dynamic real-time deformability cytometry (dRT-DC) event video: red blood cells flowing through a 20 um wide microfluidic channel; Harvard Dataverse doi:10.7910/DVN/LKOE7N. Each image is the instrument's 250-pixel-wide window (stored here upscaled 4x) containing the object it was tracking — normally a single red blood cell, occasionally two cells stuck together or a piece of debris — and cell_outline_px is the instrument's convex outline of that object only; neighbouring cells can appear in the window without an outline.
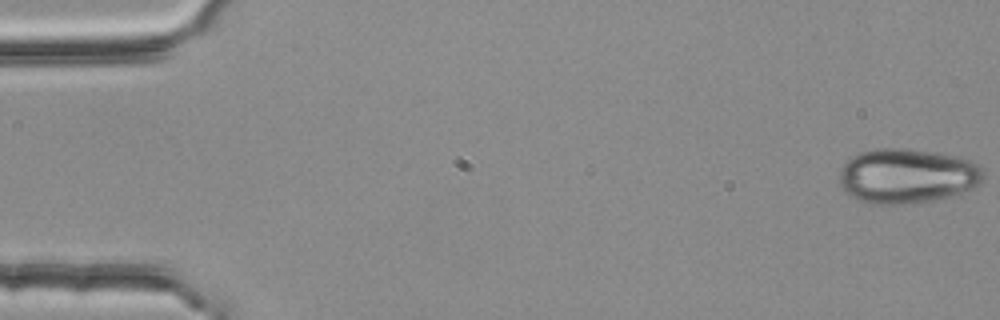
{"species": "common noctule bat (a hibernating species)", "species_latin": "Nyctalus noctula", "temperature_condition": "room temperature", "stored_images_in_passage": 54, "camera_frame_rate_fps": 3000, "um_per_image_px": 0.085, "animal": {"sex": "female", "body_mass_g": 25.1}, "frame": {"image": 1, "passage_image": 1, "time_ms": 0.0, "image_size_px": [1000, 320], "cell_outline_px": [[984, 176], [980, 184], [972, 188], [960, 192], [912, 204], [868, 204], [856, 200], [844, 192], [840, 184], [840, 168], [844, 160], [860, 152], [880, 148], [904, 148], [932, 152], [972, 160], [984, 172]], "centroid_in_image_um": [77.02, 14.95], "position_along_channel_um": 8.0, "area_um2": 45.95}}
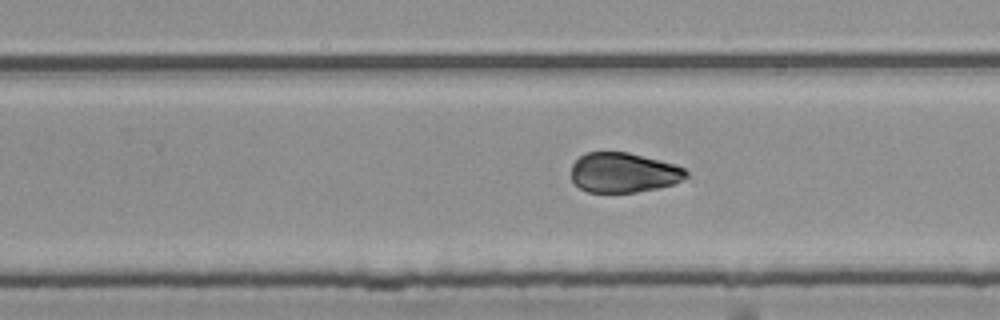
{"frame": {"image": 2, "passage_image": 34, "time_ms": 11.0, "image_size_px": [1000, 320], "cell_outline_px": [[688, 176], [672, 184], [656, 188], [636, 192], [588, 192], [580, 188], [572, 180], [572, 164], [584, 152], [628, 152], [676, 164], [684, 168], [688, 172]], "centroid_in_image_um": [53.0, 14.66], "position_along_channel_um": 276.8, "area_um2": 26.65}}
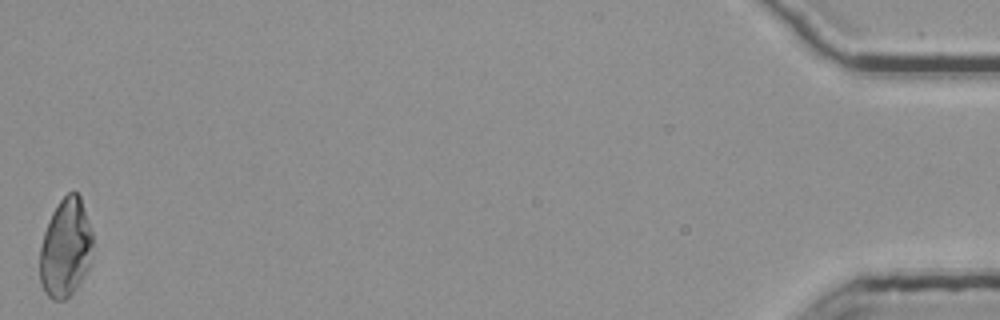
{"frame": {"image": 3, "passage_image": 54, "time_ms": 17.667, "image_size_px": [1000, 320], "cell_outline_px": [[92, 260], [84, 276], [76, 288], [64, 300], [52, 300], [44, 292], [40, 284], [40, 244], [48, 220], [52, 212], [60, 200], [68, 192], [76, 192], [80, 196], [92, 232]], "centroid_in_image_um": [5.56, 21.09], "position_along_channel_um": 429.6, "area_um2": 30.58}, "authors_computed_cell_mechanics": {"area_um2": 29.5936, "velocity_mm_per_s": 3.7915, "shape_relaxation_time_tau1_ms": 5.4786, "shape_relaxation_time_tau2_ms": 1.2894, "deformation_change_tau1": 0.1832, "deformation_change_tau2": 0.0378}}